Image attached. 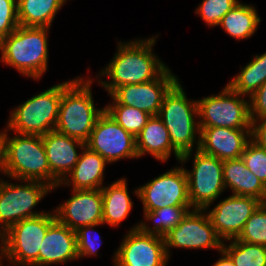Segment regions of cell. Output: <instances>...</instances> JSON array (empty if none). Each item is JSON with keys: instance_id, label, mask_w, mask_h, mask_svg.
<instances>
[{"instance_id": "6da1fadb", "label": "cell", "mask_w": 266, "mask_h": 266, "mask_svg": "<svg viewBox=\"0 0 266 266\" xmlns=\"http://www.w3.org/2000/svg\"><path fill=\"white\" fill-rule=\"evenodd\" d=\"M157 36L117 43L116 54L96 78L109 96L120 86L150 82L167 68L153 52ZM103 76L111 81L100 79Z\"/></svg>"}, {"instance_id": "7a4b0ae2", "label": "cell", "mask_w": 266, "mask_h": 266, "mask_svg": "<svg viewBox=\"0 0 266 266\" xmlns=\"http://www.w3.org/2000/svg\"><path fill=\"white\" fill-rule=\"evenodd\" d=\"M181 85L178 81L165 95L158 116L168 130L173 148L181 155L182 166L191 159L194 146L199 149L200 128L196 120L199 117L197 100H188Z\"/></svg>"}, {"instance_id": "3957f363", "label": "cell", "mask_w": 266, "mask_h": 266, "mask_svg": "<svg viewBox=\"0 0 266 266\" xmlns=\"http://www.w3.org/2000/svg\"><path fill=\"white\" fill-rule=\"evenodd\" d=\"M94 79L76 77L62 83V96L55 130L86 143L99 116L91 91Z\"/></svg>"}, {"instance_id": "277c9868", "label": "cell", "mask_w": 266, "mask_h": 266, "mask_svg": "<svg viewBox=\"0 0 266 266\" xmlns=\"http://www.w3.org/2000/svg\"><path fill=\"white\" fill-rule=\"evenodd\" d=\"M49 29L19 25L0 41L1 63L12 66L23 76L41 79L48 70Z\"/></svg>"}, {"instance_id": "5b68a950", "label": "cell", "mask_w": 266, "mask_h": 266, "mask_svg": "<svg viewBox=\"0 0 266 266\" xmlns=\"http://www.w3.org/2000/svg\"><path fill=\"white\" fill-rule=\"evenodd\" d=\"M56 220L54 210L13 224L0 235L2 258L14 266H39V250L49 226Z\"/></svg>"}, {"instance_id": "8992f818", "label": "cell", "mask_w": 266, "mask_h": 266, "mask_svg": "<svg viewBox=\"0 0 266 266\" xmlns=\"http://www.w3.org/2000/svg\"><path fill=\"white\" fill-rule=\"evenodd\" d=\"M5 138V175L11 180H36L50 186V169L42 136L19 134Z\"/></svg>"}, {"instance_id": "52a82bcc", "label": "cell", "mask_w": 266, "mask_h": 266, "mask_svg": "<svg viewBox=\"0 0 266 266\" xmlns=\"http://www.w3.org/2000/svg\"><path fill=\"white\" fill-rule=\"evenodd\" d=\"M62 96V83L27 99L12 109L6 128L15 134L43 136L55 130Z\"/></svg>"}, {"instance_id": "ba28073f", "label": "cell", "mask_w": 266, "mask_h": 266, "mask_svg": "<svg viewBox=\"0 0 266 266\" xmlns=\"http://www.w3.org/2000/svg\"><path fill=\"white\" fill-rule=\"evenodd\" d=\"M8 181L0 179V235L23 219L46 213L32 209L52 192V187L42 181L18 180L19 184Z\"/></svg>"}, {"instance_id": "9c48e42d", "label": "cell", "mask_w": 266, "mask_h": 266, "mask_svg": "<svg viewBox=\"0 0 266 266\" xmlns=\"http://www.w3.org/2000/svg\"><path fill=\"white\" fill-rule=\"evenodd\" d=\"M199 128L251 129L249 99L228 84L218 94L197 100Z\"/></svg>"}, {"instance_id": "30bf717a", "label": "cell", "mask_w": 266, "mask_h": 266, "mask_svg": "<svg viewBox=\"0 0 266 266\" xmlns=\"http://www.w3.org/2000/svg\"><path fill=\"white\" fill-rule=\"evenodd\" d=\"M193 168L184 167L189 201L193 209H210V205L226 190L223 181V160L202 153L193 155Z\"/></svg>"}, {"instance_id": "8fae6325", "label": "cell", "mask_w": 266, "mask_h": 266, "mask_svg": "<svg viewBox=\"0 0 266 266\" xmlns=\"http://www.w3.org/2000/svg\"><path fill=\"white\" fill-rule=\"evenodd\" d=\"M143 205V212L164 207H192L188 196L187 176L182 166L160 174L133 191Z\"/></svg>"}, {"instance_id": "7c38bea8", "label": "cell", "mask_w": 266, "mask_h": 266, "mask_svg": "<svg viewBox=\"0 0 266 266\" xmlns=\"http://www.w3.org/2000/svg\"><path fill=\"white\" fill-rule=\"evenodd\" d=\"M165 247L170 259V248L216 249L221 251L223 240L217 235L205 209H192L165 237Z\"/></svg>"}, {"instance_id": "4fadbf2b", "label": "cell", "mask_w": 266, "mask_h": 266, "mask_svg": "<svg viewBox=\"0 0 266 266\" xmlns=\"http://www.w3.org/2000/svg\"><path fill=\"white\" fill-rule=\"evenodd\" d=\"M135 224L114 252V266H167L164 237L143 233Z\"/></svg>"}, {"instance_id": "5bb4252c", "label": "cell", "mask_w": 266, "mask_h": 266, "mask_svg": "<svg viewBox=\"0 0 266 266\" xmlns=\"http://www.w3.org/2000/svg\"><path fill=\"white\" fill-rule=\"evenodd\" d=\"M85 146L97 152L108 164L123 158H139L136 138L124 130L105 110L97 119Z\"/></svg>"}, {"instance_id": "9a60e30c", "label": "cell", "mask_w": 266, "mask_h": 266, "mask_svg": "<svg viewBox=\"0 0 266 266\" xmlns=\"http://www.w3.org/2000/svg\"><path fill=\"white\" fill-rule=\"evenodd\" d=\"M179 81L167 67L156 79L142 84L123 85L111 96L121 105L142 110L151 116L158 115L163 99Z\"/></svg>"}, {"instance_id": "2e32d148", "label": "cell", "mask_w": 266, "mask_h": 266, "mask_svg": "<svg viewBox=\"0 0 266 266\" xmlns=\"http://www.w3.org/2000/svg\"><path fill=\"white\" fill-rule=\"evenodd\" d=\"M262 202L250 196L229 195L213 209H205L217 235L227 242L242 232L246 221Z\"/></svg>"}, {"instance_id": "e0dca14e", "label": "cell", "mask_w": 266, "mask_h": 266, "mask_svg": "<svg viewBox=\"0 0 266 266\" xmlns=\"http://www.w3.org/2000/svg\"><path fill=\"white\" fill-rule=\"evenodd\" d=\"M72 196L54 209L56 219L69 229L103 223L101 189L72 190Z\"/></svg>"}, {"instance_id": "ac0fdd59", "label": "cell", "mask_w": 266, "mask_h": 266, "mask_svg": "<svg viewBox=\"0 0 266 266\" xmlns=\"http://www.w3.org/2000/svg\"><path fill=\"white\" fill-rule=\"evenodd\" d=\"M50 169V186L56 187L72 171L78 162L85 143L52 130L42 136ZM77 147V148H76Z\"/></svg>"}, {"instance_id": "d6986e66", "label": "cell", "mask_w": 266, "mask_h": 266, "mask_svg": "<svg viewBox=\"0 0 266 266\" xmlns=\"http://www.w3.org/2000/svg\"><path fill=\"white\" fill-rule=\"evenodd\" d=\"M251 140V129L200 128L199 150L220 160L237 159Z\"/></svg>"}, {"instance_id": "ffe728a7", "label": "cell", "mask_w": 266, "mask_h": 266, "mask_svg": "<svg viewBox=\"0 0 266 266\" xmlns=\"http://www.w3.org/2000/svg\"><path fill=\"white\" fill-rule=\"evenodd\" d=\"M79 259L76 231L57 219L49 226L39 250V266L65 264ZM70 260V261H69Z\"/></svg>"}, {"instance_id": "44dd1931", "label": "cell", "mask_w": 266, "mask_h": 266, "mask_svg": "<svg viewBox=\"0 0 266 266\" xmlns=\"http://www.w3.org/2000/svg\"><path fill=\"white\" fill-rule=\"evenodd\" d=\"M107 163L97 152L84 146L72 171L52 190L62 185L72 186V190L101 189Z\"/></svg>"}, {"instance_id": "7402d4cb", "label": "cell", "mask_w": 266, "mask_h": 266, "mask_svg": "<svg viewBox=\"0 0 266 266\" xmlns=\"http://www.w3.org/2000/svg\"><path fill=\"white\" fill-rule=\"evenodd\" d=\"M138 157L150 154L161 162H166L171 153L180 161L181 155L173 148L168 130L158 115L151 116L136 137Z\"/></svg>"}, {"instance_id": "603a6c76", "label": "cell", "mask_w": 266, "mask_h": 266, "mask_svg": "<svg viewBox=\"0 0 266 266\" xmlns=\"http://www.w3.org/2000/svg\"><path fill=\"white\" fill-rule=\"evenodd\" d=\"M223 181L233 195L266 202V186L245 166L242 158L223 160Z\"/></svg>"}, {"instance_id": "cb8c5ba5", "label": "cell", "mask_w": 266, "mask_h": 266, "mask_svg": "<svg viewBox=\"0 0 266 266\" xmlns=\"http://www.w3.org/2000/svg\"><path fill=\"white\" fill-rule=\"evenodd\" d=\"M103 199V224L110 227H119L126 219L132 208L133 201L128 192L126 178L116 180L108 186L101 188Z\"/></svg>"}, {"instance_id": "d4e9b609", "label": "cell", "mask_w": 266, "mask_h": 266, "mask_svg": "<svg viewBox=\"0 0 266 266\" xmlns=\"http://www.w3.org/2000/svg\"><path fill=\"white\" fill-rule=\"evenodd\" d=\"M67 0H17V17L20 26L47 27Z\"/></svg>"}, {"instance_id": "484cf974", "label": "cell", "mask_w": 266, "mask_h": 266, "mask_svg": "<svg viewBox=\"0 0 266 266\" xmlns=\"http://www.w3.org/2000/svg\"><path fill=\"white\" fill-rule=\"evenodd\" d=\"M256 10L254 5L239 3L221 19L218 26L236 40L248 39L255 34L261 22Z\"/></svg>"}, {"instance_id": "4316f807", "label": "cell", "mask_w": 266, "mask_h": 266, "mask_svg": "<svg viewBox=\"0 0 266 266\" xmlns=\"http://www.w3.org/2000/svg\"><path fill=\"white\" fill-rule=\"evenodd\" d=\"M240 71L228 85L245 98L251 97L266 81V52L256 54Z\"/></svg>"}, {"instance_id": "83f0119b", "label": "cell", "mask_w": 266, "mask_h": 266, "mask_svg": "<svg viewBox=\"0 0 266 266\" xmlns=\"http://www.w3.org/2000/svg\"><path fill=\"white\" fill-rule=\"evenodd\" d=\"M192 209V207L171 206L144 212L145 221H152L154 224L150 227L145 221H141L138 228L143 233L165 237Z\"/></svg>"}, {"instance_id": "f1b7e54d", "label": "cell", "mask_w": 266, "mask_h": 266, "mask_svg": "<svg viewBox=\"0 0 266 266\" xmlns=\"http://www.w3.org/2000/svg\"><path fill=\"white\" fill-rule=\"evenodd\" d=\"M112 104L104 107L105 111L114 119L124 130L131 133L135 138L146 125L150 114L134 107L119 104L111 95Z\"/></svg>"}, {"instance_id": "f546056e", "label": "cell", "mask_w": 266, "mask_h": 266, "mask_svg": "<svg viewBox=\"0 0 266 266\" xmlns=\"http://www.w3.org/2000/svg\"><path fill=\"white\" fill-rule=\"evenodd\" d=\"M223 242V250L230 256L235 266H266V246L249 244L236 238Z\"/></svg>"}, {"instance_id": "4dcf8cb0", "label": "cell", "mask_w": 266, "mask_h": 266, "mask_svg": "<svg viewBox=\"0 0 266 266\" xmlns=\"http://www.w3.org/2000/svg\"><path fill=\"white\" fill-rule=\"evenodd\" d=\"M236 239L249 244L266 246V202L261 203L253 212Z\"/></svg>"}, {"instance_id": "1f68e13d", "label": "cell", "mask_w": 266, "mask_h": 266, "mask_svg": "<svg viewBox=\"0 0 266 266\" xmlns=\"http://www.w3.org/2000/svg\"><path fill=\"white\" fill-rule=\"evenodd\" d=\"M239 3L240 0H202L195 13L201 16L206 25L215 27Z\"/></svg>"}, {"instance_id": "d6a6232c", "label": "cell", "mask_w": 266, "mask_h": 266, "mask_svg": "<svg viewBox=\"0 0 266 266\" xmlns=\"http://www.w3.org/2000/svg\"><path fill=\"white\" fill-rule=\"evenodd\" d=\"M241 158L245 166L266 186V150L250 140Z\"/></svg>"}, {"instance_id": "836d02e7", "label": "cell", "mask_w": 266, "mask_h": 266, "mask_svg": "<svg viewBox=\"0 0 266 266\" xmlns=\"http://www.w3.org/2000/svg\"><path fill=\"white\" fill-rule=\"evenodd\" d=\"M104 225L103 223L98 225H88L84 227H80L76 230V241H77V253L79 259L82 257H91L97 255V251L102 244L101 236L94 235L92 236L93 232L96 233L94 230L96 226Z\"/></svg>"}, {"instance_id": "e575fe53", "label": "cell", "mask_w": 266, "mask_h": 266, "mask_svg": "<svg viewBox=\"0 0 266 266\" xmlns=\"http://www.w3.org/2000/svg\"><path fill=\"white\" fill-rule=\"evenodd\" d=\"M18 26L17 0H0V41Z\"/></svg>"}, {"instance_id": "d590c367", "label": "cell", "mask_w": 266, "mask_h": 266, "mask_svg": "<svg viewBox=\"0 0 266 266\" xmlns=\"http://www.w3.org/2000/svg\"><path fill=\"white\" fill-rule=\"evenodd\" d=\"M250 118L266 117V81L249 97Z\"/></svg>"}, {"instance_id": "8d00e7d4", "label": "cell", "mask_w": 266, "mask_h": 266, "mask_svg": "<svg viewBox=\"0 0 266 266\" xmlns=\"http://www.w3.org/2000/svg\"><path fill=\"white\" fill-rule=\"evenodd\" d=\"M251 121V140L266 150V117Z\"/></svg>"}, {"instance_id": "74e56055", "label": "cell", "mask_w": 266, "mask_h": 266, "mask_svg": "<svg viewBox=\"0 0 266 266\" xmlns=\"http://www.w3.org/2000/svg\"><path fill=\"white\" fill-rule=\"evenodd\" d=\"M2 131H0V172L5 175V138L4 130Z\"/></svg>"}, {"instance_id": "f35d334b", "label": "cell", "mask_w": 266, "mask_h": 266, "mask_svg": "<svg viewBox=\"0 0 266 266\" xmlns=\"http://www.w3.org/2000/svg\"><path fill=\"white\" fill-rule=\"evenodd\" d=\"M221 257L212 266H235L230 256L222 249Z\"/></svg>"}]
</instances>
